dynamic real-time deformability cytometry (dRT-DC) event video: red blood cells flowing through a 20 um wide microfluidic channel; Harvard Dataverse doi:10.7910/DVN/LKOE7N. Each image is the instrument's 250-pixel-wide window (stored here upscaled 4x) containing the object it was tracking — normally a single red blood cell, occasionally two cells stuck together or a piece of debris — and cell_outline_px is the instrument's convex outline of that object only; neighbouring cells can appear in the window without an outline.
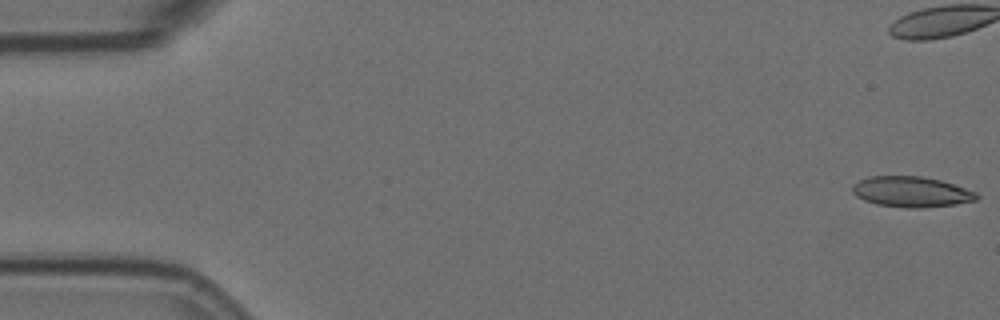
{"species": "Egyptian fruit bat (a non-hibernating species)", "species_latin": "Rousettus aegyptiacus", "temperature_condition": "room temperature", "stored_images_in_passage": 57, "camera_frame_rate_fps": 3000, "um_per_image_px": 0.085, "animal": {"sex": "female"}, "frame": {"image": 1, "passage_image": 1, "time_ms": 0.0, "image_size_px": [1000, 320], "cell_outline_px": [[980, 196], [976, 200], [956, 204], [924, 208], [904, 208], [876, 204], [864, 200], [856, 196], [852, 192], [852, 184], [868, 176], [920, 176], [940, 180], [976, 192]], "centroid_in_image_um": [77.44, 16.31], "position_along_channel_um": 7.6, "area_um2": 22.2}, "authors_computed_cell_mechanics": {"area_um2": 22.253, "velocity_mm_per_s": 3.5965, "shape_relaxation_time_tau1_ms": 11.3551, "shape_relaxation_time_tau2_ms": 1.4871, "deformation_change_tau1": 0.2232, "deformation_change_tau2": 0.0831}}